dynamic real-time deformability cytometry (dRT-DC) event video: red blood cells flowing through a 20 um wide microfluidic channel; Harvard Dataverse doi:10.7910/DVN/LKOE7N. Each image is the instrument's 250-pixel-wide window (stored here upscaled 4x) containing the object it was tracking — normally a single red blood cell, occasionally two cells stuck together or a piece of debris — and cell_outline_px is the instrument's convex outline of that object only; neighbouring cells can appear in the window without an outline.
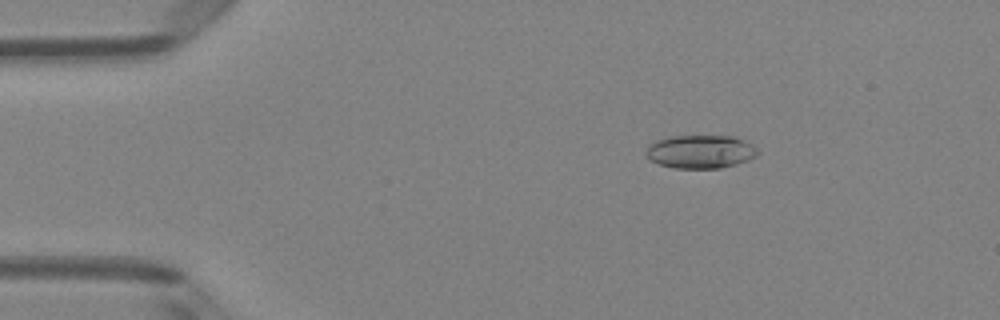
{"species": "Egyptian fruit bat (a non-hibernating species)", "species_latin": "Rousettus aegyptiacus", "temperature_condition": "room temperature", "stored_images_in_passage": 50, "camera_frame_rate_fps": 3000, "um_per_image_px": 0.085, "animal": {"sex": "female"}, "frame": {"image": 1, "passage_image": 8, "time_ms": 2.333, "image_size_px": [1000, 320], "cell_outline_px": [[760, 152], [756, 156], [748, 160], [736, 164], [720, 168], [676, 168], [660, 164], [652, 160], [644, 152], [648, 144], [656, 140], [672, 136], [732, 136], [744, 140], [752, 144]], "centroid_in_image_um": [59.55, 12.88], "position_along_channel_um": 25.5, "area_um2": 21.68}}
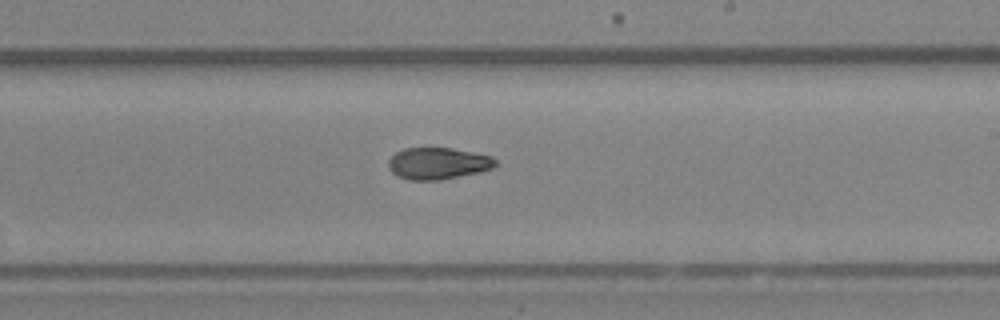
{"frame": {"image": 2, "passage_image": 30, "time_ms": 9.667, "image_size_px": [1000, 320], "cell_outline_px": [[496, 164], [492, 168], [480, 172], [440, 180], [408, 180], [396, 176], [388, 168], [388, 160], [396, 152], [404, 148], [452, 148], [492, 156], [496, 160]], "centroid_in_image_um": [37.2, 13.89], "position_along_channel_um": 251.8, "area_um2": 19.88}}
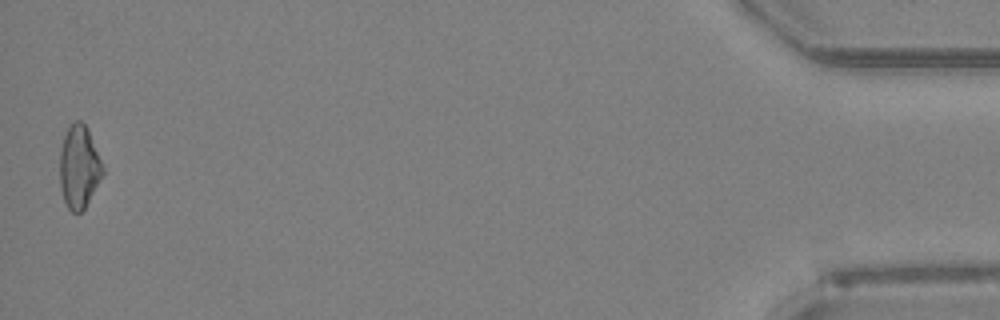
{"frame": {"image": 3, "passage_image": 50, "time_ms": 16.333, "image_size_px": [1000, 320], "cell_outline_px": [[104, 172], [84, 208], [80, 212], [72, 212], [68, 208], [64, 200], [60, 188], [60, 152], [64, 136], [68, 128], [76, 120], [80, 120], [84, 124], [88, 132], [104, 168]], "centroid_in_image_um": [6.7, 14.21], "position_along_channel_um": 428.5, "area_um2": 20.17}, "authors_computed_cell_mechanics": {"area_um2": 20.5768, "velocity_mm_per_s": 4.0276, "shape_relaxation_time_tau1_ms": 5.4283, "shape_relaxation_time_tau2_ms": 6.2853, "deformation_change_tau1": 0.1551, "deformation_change_tau2": 0.1154}}